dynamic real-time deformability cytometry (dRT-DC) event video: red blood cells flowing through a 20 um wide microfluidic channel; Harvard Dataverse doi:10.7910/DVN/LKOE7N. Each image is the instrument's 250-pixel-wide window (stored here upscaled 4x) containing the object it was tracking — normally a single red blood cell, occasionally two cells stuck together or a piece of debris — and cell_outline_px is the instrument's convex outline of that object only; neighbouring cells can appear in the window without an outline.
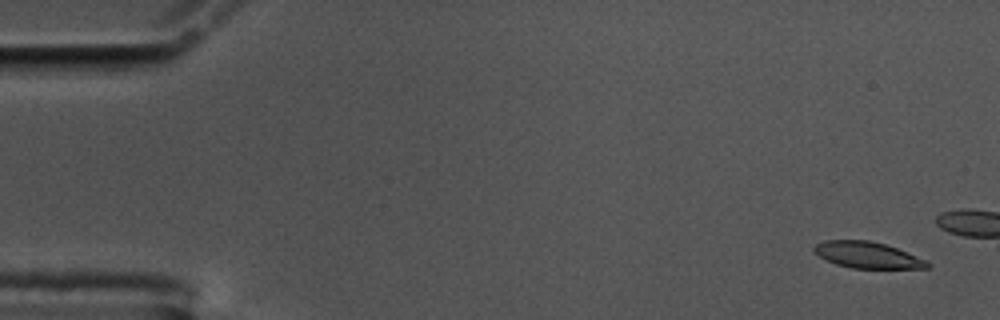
{"species": "common noctule bat (a hibernating species)", "species_latin": "Nyctalus noctula", "temperature_condition": "cold", "stored_images_in_passage": 16, "camera_frame_rate_fps": 3000, "um_per_image_px": 0.085, "animal": {"sex": "male", "body_mass_g": 17.5, "forearm_length_mm": 52.3}, "frame": {"image": 1, "passage_image": 3, "time_ms": 0.667, "image_size_px": [1000, 320], "cell_outline_px": [[932, 264], [928, 268], [852, 268], [836, 264], [820, 256], [812, 248], [816, 244], [824, 240], [868, 240], [884, 244], [896, 248], [928, 260]], "centroid_in_image_um": [73.77, 21.67], "position_along_channel_um": 11.2, "area_um2": 17.22}}